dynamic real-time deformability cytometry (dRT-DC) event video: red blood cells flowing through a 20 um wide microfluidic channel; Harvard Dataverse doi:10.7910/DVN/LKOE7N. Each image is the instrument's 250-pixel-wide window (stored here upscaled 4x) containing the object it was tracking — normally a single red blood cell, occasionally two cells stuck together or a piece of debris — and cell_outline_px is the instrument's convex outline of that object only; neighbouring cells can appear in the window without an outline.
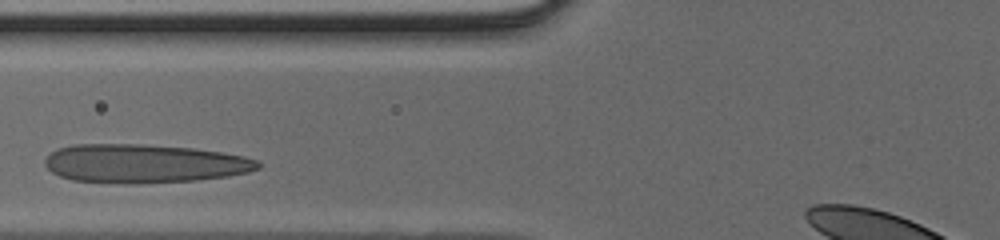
{"species": "human", "species_latin": "Homo sapiens", "temperature_condition": "cold", "stored_images_in_passage": 23, "camera_frame_rate_fps": 3000, "um_per_image_px": 0.085, "donor": {"sex": "male"}, "frame": {"image": 1, "passage_image": 5, "time_ms": 1.333, "image_size_px": [1000, 240], "cell_outline_px": [[260, 168], [248, 172], [228, 176], [196, 180], [136, 184], [128, 184], [72, 180], [60, 176], [52, 172], [44, 164], [44, 160], [56, 148], [72, 144], [144, 144], [192, 148], [220, 152], [244, 156], [256, 160], [260, 164]], "centroid_in_image_um": [12.22, 13.9], "position_along_channel_um": 113.6, "area_um2": 48.21}}
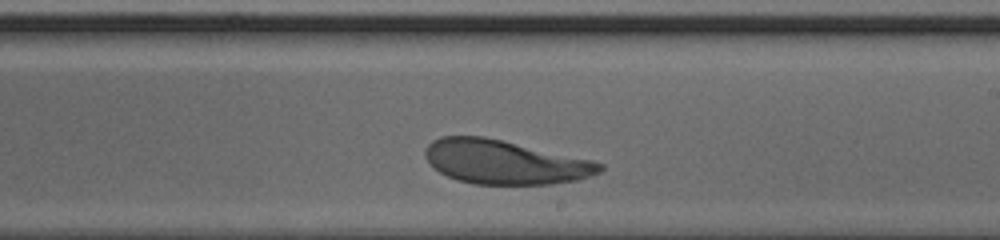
{"frame": {"image": 2, "passage_image": 14, "time_ms": 4.333, "image_size_px": [1000, 240], "cell_outline_px": [[604, 168], [600, 172], [580, 180], [552, 184], [476, 184], [460, 180], [448, 176], [440, 172], [424, 156], [424, 148], [432, 140], [440, 136], [484, 136], [592, 160], [604, 164]], "centroid_in_image_um": [42.92, 13.77], "position_along_channel_um": 246.1, "area_um2": 44.62}}
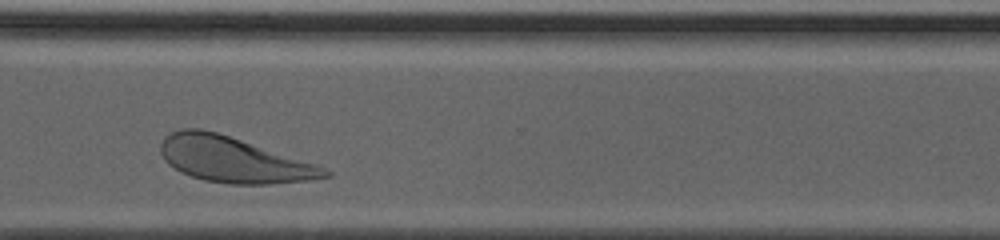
{"frame": {"image": 3, "passage_image": 21, "time_ms": 6.667, "image_size_px": [1000, 240], "cell_outline_px": [[332, 176], [312, 180], [268, 184], [228, 184], [204, 180], [180, 172], [168, 164], [164, 160], [160, 152], [160, 144], [164, 136], [180, 128], [200, 128], [216, 132], [316, 164], [332, 172]], "centroid_in_image_um": [19.81, 13.58], "position_along_channel_um": 350.8, "area_um2": 43.41}}